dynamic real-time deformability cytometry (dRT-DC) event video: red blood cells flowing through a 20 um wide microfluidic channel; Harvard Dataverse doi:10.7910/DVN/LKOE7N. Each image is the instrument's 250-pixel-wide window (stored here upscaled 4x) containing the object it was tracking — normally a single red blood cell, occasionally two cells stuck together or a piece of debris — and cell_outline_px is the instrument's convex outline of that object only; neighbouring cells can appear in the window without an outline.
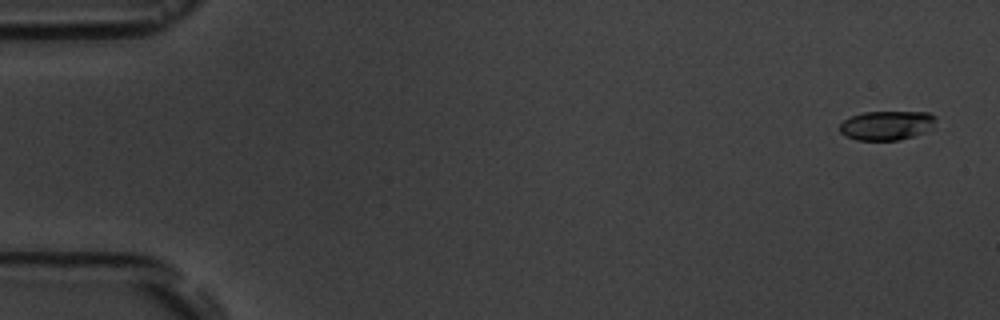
{"species": "common noctule bat (a hibernating species)", "species_latin": "Nyctalus noctula", "temperature_condition": "room temperature", "stored_images_in_passage": 7, "camera_frame_rate_fps": 3000, "um_per_image_px": 0.085, "animal": {"sex": "male", "body_mass_g": 19.5, "forearm_length_mm": 54.6}, "frame": {"image": 1, "passage_image": 1, "time_ms": 0.0, "image_size_px": [1000, 320], "cell_outline_px": [[936, 120], [932, 128], [924, 132], [900, 140], [856, 140], [844, 136], [840, 132], [840, 124], [844, 120], [852, 116], [864, 112], [928, 112], [936, 116]], "centroid_in_image_um": [75.37, 10.66], "position_along_channel_um": 9.6, "area_um2": 16.42}}
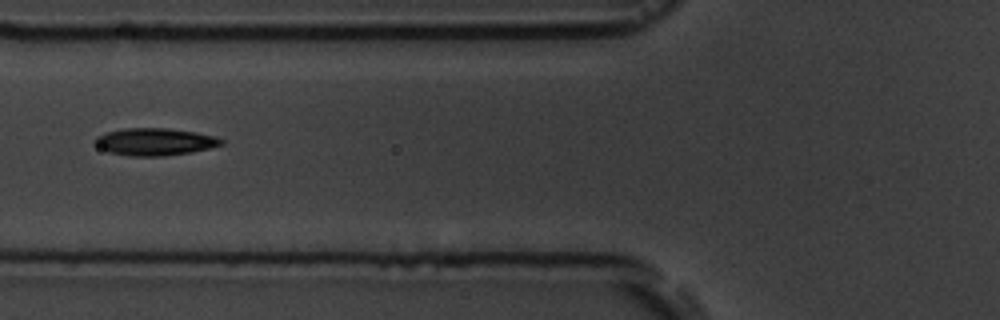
{"frame": {"image": 2, "passage_image": 6, "time_ms": 6.667, "image_size_px": [1000, 320], "cell_outline_px": [[224, 144], [192, 152], [164, 156], [128, 156], [108, 152], [92, 144], [92, 140], [96, 136], [108, 132], [124, 128], [168, 128], [196, 132], [216, 136], [224, 140]], "centroid_in_image_um": [13.13, 12.05], "position_along_channel_um": 112.7, "area_um2": 20.35}}
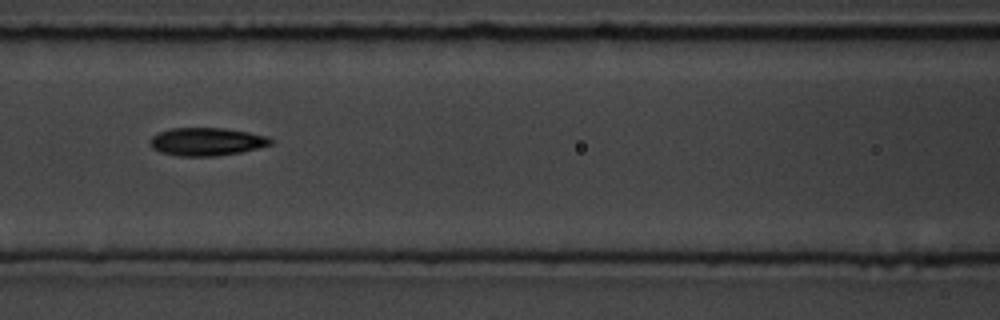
{"frame": {"image": 3, "passage_image": 7, "time_ms": 7.667, "image_size_px": [1000, 320], "cell_outline_px": [[272, 144], [240, 152], [216, 156], [176, 156], [160, 152], [152, 148], [152, 136], [160, 132], [172, 128], [224, 128], [248, 132], [268, 136], [272, 140]], "centroid_in_image_um": [17.57, 12.04], "position_along_channel_um": 149.0, "area_um2": 19.48}}